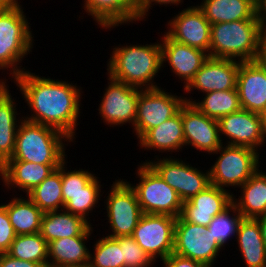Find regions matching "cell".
<instances>
[{"mask_svg":"<svg viewBox=\"0 0 266 267\" xmlns=\"http://www.w3.org/2000/svg\"><path fill=\"white\" fill-rule=\"evenodd\" d=\"M13 83L22 94L28 112H31L26 116L24 113L23 119L53 127L76 142V130L82 116L81 86L62 79L43 77L39 73H31L29 69L18 75Z\"/></svg>","mask_w":266,"mask_h":267,"instance_id":"obj_1","label":"cell"},{"mask_svg":"<svg viewBox=\"0 0 266 267\" xmlns=\"http://www.w3.org/2000/svg\"><path fill=\"white\" fill-rule=\"evenodd\" d=\"M124 45V46H123ZM119 44L110 52L107 75L140 89L158 88L155 78L162 69L160 41L150 44ZM126 45V46H125Z\"/></svg>","mask_w":266,"mask_h":267,"instance_id":"obj_2","label":"cell"},{"mask_svg":"<svg viewBox=\"0 0 266 267\" xmlns=\"http://www.w3.org/2000/svg\"><path fill=\"white\" fill-rule=\"evenodd\" d=\"M263 35L262 19L212 24L208 56L239 62L256 61Z\"/></svg>","mask_w":266,"mask_h":267,"instance_id":"obj_3","label":"cell"},{"mask_svg":"<svg viewBox=\"0 0 266 267\" xmlns=\"http://www.w3.org/2000/svg\"><path fill=\"white\" fill-rule=\"evenodd\" d=\"M74 143L61 131L23 119L16 135L15 151L9 160L37 164H62L68 159L67 146Z\"/></svg>","mask_w":266,"mask_h":267,"instance_id":"obj_4","label":"cell"},{"mask_svg":"<svg viewBox=\"0 0 266 267\" xmlns=\"http://www.w3.org/2000/svg\"><path fill=\"white\" fill-rule=\"evenodd\" d=\"M20 3L0 12V71L5 74L7 70L11 82L25 71L21 63L32 52L35 41L32 24Z\"/></svg>","mask_w":266,"mask_h":267,"instance_id":"obj_5","label":"cell"},{"mask_svg":"<svg viewBox=\"0 0 266 267\" xmlns=\"http://www.w3.org/2000/svg\"><path fill=\"white\" fill-rule=\"evenodd\" d=\"M211 155L217 158L209 168L210 183L230 192L239 189L263 164V155L248 147L222 144Z\"/></svg>","mask_w":266,"mask_h":267,"instance_id":"obj_6","label":"cell"},{"mask_svg":"<svg viewBox=\"0 0 266 267\" xmlns=\"http://www.w3.org/2000/svg\"><path fill=\"white\" fill-rule=\"evenodd\" d=\"M137 183L126 181L134 189L142 213L179 217L183 201L162 177L148 164L140 163L136 169Z\"/></svg>","mask_w":266,"mask_h":267,"instance_id":"obj_7","label":"cell"},{"mask_svg":"<svg viewBox=\"0 0 266 267\" xmlns=\"http://www.w3.org/2000/svg\"><path fill=\"white\" fill-rule=\"evenodd\" d=\"M109 187L108 196H104L103 201L106 210V224L111 230L107 236L116 238L120 236H132L142 210L139 205L134 189L125 179H115Z\"/></svg>","mask_w":266,"mask_h":267,"instance_id":"obj_8","label":"cell"},{"mask_svg":"<svg viewBox=\"0 0 266 267\" xmlns=\"http://www.w3.org/2000/svg\"><path fill=\"white\" fill-rule=\"evenodd\" d=\"M175 157L176 155L173 157L156 155L152 160L148 159L141 163H148L185 202L211 184L209 169L201 170L187 162L186 158L182 160L179 156Z\"/></svg>","mask_w":266,"mask_h":267,"instance_id":"obj_9","label":"cell"},{"mask_svg":"<svg viewBox=\"0 0 266 267\" xmlns=\"http://www.w3.org/2000/svg\"><path fill=\"white\" fill-rule=\"evenodd\" d=\"M168 92L163 87L141 89L133 133L139 141L150 129L175 116L185 103V96Z\"/></svg>","mask_w":266,"mask_h":267,"instance_id":"obj_10","label":"cell"},{"mask_svg":"<svg viewBox=\"0 0 266 267\" xmlns=\"http://www.w3.org/2000/svg\"><path fill=\"white\" fill-rule=\"evenodd\" d=\"M225 250L206 226L176 218L173 253L214 267L220 251Z\"/></svg>","mask_w":266,"mask_h":267,"instance_id":"obj_11","label":"cell"},{"mask_svg":"<svg viewBox=\"0 0 266 267\" xmlns=\"http://www.w3.org/2000/svg\"><path fill=\"white\" fill-rule=\"evenodd\" d=\"M107 76L108 84L105 85L103 96H99L102 99L97 109L101 122L103 120V123L113 129L116 126H126L127 123L132 126L129 128H134L141 89Z\"/></svg>","mask_w":266,"mask_h":267,"instance_id":"obj_12","label":"cell"},{"mask_svg":"<svg viewBox=\"0 0 266 267\" xmlns=\"http://www.w3.org/2000/svg\"><path fill=\"white\" fill-rule=\"evenodd\" d=\"M175 224L176 217L143 213L132 237L155 263L161 262L173 253Z\"/></svg>","mask_w":266,"mask_h":267,"instance_id":"obj_13","label":"cell"},{"mask_svg":"<svg viewBox=\"0 0 266 267\" xmlns=\"http://www.w3.org/2000/svg\"><path fill=\"white\" fill-rule=\"evenodd\" d=\"M217 121L222 144L248 147L260 154L262 147L266 146L261 114L240 109Z\"/></svg>","mask_w":266,"mask_h":267,"instance_id":"obj_14","label":"cell"},{"mask_svg":"<svg viewBox=\"0 0 266 267\" xmlns=\"http://www.w3.org/2000/svg\"><path fill=\"white\" fill-rule=\"evenodd\" d=\"M181 118L185 148L192 146L195 150L211 156L222 146L216 119L206 116L196 106L188 102L181 106Z\"/></svg>","mask_w":266,"mask_h":267,"instance_id":"obj_15","label":"cell"},{"mask_svg":"<svg viewBox=\"0 0 266 267\" xmlns=\"http://www.w3.org/2000/svg\"><path fill=\"white\" fill-rule=\"evenodd\" d=\"M239 65L240 62L236 60L209 57L190 83L183 88V95L189 94V97H184L185 102L193 103L190 94L195 90H198V94H205L210 91L236 89Z\"/></svg>","mask_w":266,"mask_h":267,"instance_id":"obj_16","label":"cell"},{"mask_svg":"<svg viewBox=\"0 0 266 267\" xmlns=\"http://www.w3.org/2000/svg\"><path fill=\"white\" fill-rule=\"evenodd\" d=\"M167 22L165 33L171 39L209 54L211 23L195 3L178 11Z\"/></svg>","mask_w":266,"mask_h":267,"instance_id":"obj_17","label":"cell"},{"mask_svg":"<svg viewBox=\"0 0 266 267\" xmlns=\"http://www.w3.org/2000/svg\"><path fill=\"white\" fill-rule=\"evenodd\" d=\"M159 36L162 52V69L168 63L171 73L174 77L183 82L185 88L194 78L195 74L202 67L203 63L209 58L208 53L195 48L176 42L171 39L165 32ZM178 77V78H177ZM180 79V80H179Z\"/></svg>","mask_w":266,"mask_h":267,"instance_id":"obj_18","label":"cell"},{"mask_svg":"<svg viewBox=\"0 0 266 267\" xmlns=\"http://www.w3.org/2000/svg\"><path fill=\"white\" fill-rule=\"evenodd\" d=\"M233 192L210 184L204 190L183 202L181 217L196 225L208 226L213 218L233 202Z\"/></svg>","mask_w":266,"mask_h":267,"instance_id":"obj_19","label":"cell"},{"mask_svg":"<svg viewBox=\"0 0 266 267\" xmlns=\"http://www.w3.org/2000/svg\"><path fill=\"white\" fill-rule=\"evenodd\" d=\"M236 89L241 109L258 114L266 110V70L256 61L240 62Z\"/></svg>","mask_w":266,"mask_h":267,"instance_id":"obj_20","label":"cell"},{"mask_svg":"<svg viewBox=\"0 0 266 267\" xmlns=\"http://www.w3.org/2000/svg\"><path fill=\"white\" fill-rule=\"evenodd\" d=\"M82 9L101 30L138 24L137 0H83Z\"/></svg>","mask_w":266,"mask_h":267,"instance_id":"obj_21","label":"cell"},{"mask_svg":"<svg viewBox=\"0 0 266 267\" xmlns=\"http://www.w3.org/2000/svg\"><path fill=\"white\" fill-rule=\"evenodd\" d=\"M60 165L8 160L0 168V180L7 191L17 188L20 193L27 195Z\"/></svg>","mask_w":266,"mask_h":267,"instance_id":"obj_22","label":"cell"},{"mask_svg":"<svg viewBox=\"0 0 266 267\" xmlns=\"http://www.w3.org/2000/svg\"><path fill=\"white\" fill-rule=\"evenodd\" d=\"M95 227L90 225L80 236L64 237L48 243V267H85L89 264L87 244Z\"/></svg>","mask_w":266,"mask_h":267,"instance_id":"obj_23","label":"cell"},{"mask_svg":"<svg viewBox=\"0 0 266 267\" xmlns=\"http://www.w3.org/2000/svg\"><path fill=\"white\" fill-rule=\"evenodd\" d=\"M144 151L157 150L161 157L166 153V157H173V152H179L185 148V138L183 132L181 108L172 118L164 121L161 125L150 129L137 143ZM181 149V150H180ZM170 152V153H168ZM163 153V154H162ZM171 154V155H169Z\"/></svg>","mask_w":266,"mask_h":267,"instance_id":"obj_24","label":"cell"},{"mask_svg":"<svg viewBox=\"0 0 266 267\" xmlns=\"http://www.w3.org/2000/svg\"><path fill=\"white\" fill-rule=\"evenodd\" d=\"M262 171L263 168H259L239 187L238 198L233 194L232 202L244 219L266 215V172Z\"/></svg>","mask_w":266,"mask_h":267,"instance_id":"obj_25","label":"cell"},{"mask_svg":"<svg viewBox=\"0 0 266 267\" xmlns=\"http://www.w3.org/2000/svg\"><path fill=\"white\" fill-rule=\"evenodd\" d=\"M197 6L212 24L261 19L259 8L250 0H202Z\"/></svg>","mask_w":266,"mask_h":267,"instance_id":"obj_26","label":"cell"},{"mask_svg":"<svg viewBox=\"0 0 266 267\" xmlns=\"http://www.w3.org/2000/svg\"><path fill=\"white\" fill-rule=\"evenodd\" d=\"M91 224L83 217L56 210L44 212L41 219V235L47 243L64 237L80 236Z\"/></svg>","mask_w":266,"mask_h":267,"instance_id":"obj_27","label":"cell"},{"mask_svg":"<svg viewBox=\"0 0 266 267\" xmlns=\"http://www.w3.org/2000/svg\"><path fill=\"white\" fill-rule=\"evenodd\" d=\"M235 240L245 267H265L266 246L256 219H243Z\"/></svg>","mask_w":266,"mask_h":267,"instance_id":"obj_28","label":"cell"},{"mask_svg":"<svg viewBox=\"0 0 266 267\" xmlns=\"http://www.w3.org/2000/svg\"><path fill=\"white\" fill-rule=\"evenodd\" d=\"M18 195V196H16ZM11 199V200H10ZM8 202L2 203L16 235L36 234L41 231L43 212L27 195L15 194Z\"/></svg>","mask_w":266,"mask_h":267,"instance_id":"obj_29","label":"cell"},{"mask_svg":"<svg viewBox=\"0 0 266 267\" xmlns=\"http://www.w3.org/2000/svg\"><path fill=\"white\" fill-rule=\"evenodd\" d=\"M15 100L16 98L9 92L0 101V168L14 154L17 128L23 120V113L17 111L18 103Z\"/></svg>","mask_w":266,"mask_h":267,"instance_id":"obj_30","label":"cell"},{"mask_svg":"<svg viewBox=\"0 0 266 267\" xmlns=\"http://www.w3.org/2000/svg\"><path fill=\"white\" fill-rule=\"evenodd\" d=\"M100 177H94L86 186L82 188V191L77 193H62L64 210L69 213L79 215L93 225L90 221V213H93L96 207H99L101 203L102 195L104 194L101 189L102 186ZM102 186V187H101ZM99 203V204H98ZM98 204V206H97ZM90 219V220H89Z\"/></svg>","mask_w":266,"mask_h":267,"instance_id":"obj_31","label":"cell"},{"mask_svg":"<svg viewBox=\"0 0 266 267\" xmlns=\"http://www.w3.org/2000/svg\"><path fill=\"white\" fill-rule=\"evenodd\" d=\"M27 196L44 213L62 210L64 202L62 197L61 165L52 171Z\"/></svg>","mask_w":266,"mask_h":267,"instance_id":"obj_32","label":"cell"},{"mask_svg":"<svg viewBox=\"0 0 266 267\" xmlns=\"http://www.w3.org/2000/svg\"><path fill=\"white\" fill-rule=\"evenodd\" d=\"M201 98H194L192 104L203 114L216 120L241 109L237 89L210 91Z\"/></svg>","mask_w":266,"mask_h":267,"instance_id":"obj_33","label":"cell"},{"mask_svg":"<svg viewBox=\"0 0 266 267\" xmlns=\"http://www.w3.org/2000/svg\"><path fill=\"white\" fill-rule=\"evenodd\" d=\"M6 253L13 258L41 263L48 267V243L40 232L16 235Z\"/></svg>","mask_w":266,"mask_h":267,"instance_id":"obj_34","label":"cell"},{"mask_svg":"<svg viewBox=\"0 0 266 267\" xmlns=\"http://www.w3.org/2000/svg\"><path fill=\"white\" fill-rule=\"evenodd\" d=\"M91 249L93 251H91ZM89 267H124L122 249L118 241L102 235L90 247Z\"/></svg>","mask_w":266,"mask_h":267,"instance_id":"obj_35","label":"cell"},{"mask_svg":"<svg viewBox=\"0 0 266 267\" xmlns=\"http://www.w3.org/2000/svg\"><path fill=\"white\" fill-rule=\"evenodd\" d=\"M243 216L239 213L236 206L232 203L222 213L217 214L211 223L207 226L210 234L225 249L226 243L236 238L239 225L243 220Z\"/></svg>","mask_w":266,"mask_h":267,"instance_id":"obj_36","label":"cell"},{"mask_svg":"<svg viewBox=\"0 0 266 267\" xmlns=\"http://www.w3.org/2000/svg\"><path fill=\"white\" fill-rule=\"evenodd\" d=\"M115 239L122 249L124 267H156L152 258L137 244L132 236H120Z\"/></svg>","mask_w":266,"mask_h":267,"instance_id":"obj_37","label":"cell"},{"mask_svg":"<svg viewBox=\"0 0 266 267\" xmlns=\"http://www.w3.org/2000/svg\"><path fill=\"white\" fill-rule=\"evenodd\" d=\"M67 159L61 164L62 193H77L82 191L96 175L89 169H72L68 170Z\"/></svg>","mask_w":266,"mask_h":267,"instance_id":"obj_38","label":"cell"},{"mask_svg":"<svg viewBox=\"0 0 266 267\" xmlns=\"http://www.w3.org/2000/svg\"><path fill=\"white\" fill-rule=\"evenodd\" d=\"M16 237L5 206L0 203V253H6Z\"/></svg>","mask_w":266,"mask_h":267,"instance_id":"obj_39","label":"cell"},{"mask_svg":"<svg viewBox=\"0 0 266 267\" xmlns=\"http://www.w3.org/2000/svg\"><path fill=\"white\" fill-rule=\"evenodd\" d=\"M184 0H137V13H138V23L139 21H146L145 18L148 19L149 14H151L149 11L153 8V5H159V7L162 5L167 6H177L183 4ZM152 7V8H151Z\"/></svg>","mask_w":266,"mask_h":267,"instance_id":"obj_40","label":"cell"},{"mask_svg":"<svg viewBox=\"0 0 266 267\" xmlns=\"http://www.w3.org/2000/svg\"><path fill=\"white\" fill-rule=\"evenodd\" d=\"M163 267H207L205 264L171 253L166 259L162 260Z\"/></svg>","mask_w":266,"mask_h":267,"instance_id":"obj_41","label":"cell"},{"mask_svg":"<svg viewBox=\"0 0 266 267\" xmlns=\"http://www.w3.org/2000/svg\"><path fill=\"white\" fill-rule=\"evenodd\" d=\"M0 267H45L41 263L25 261L11 257L7 253H0Z\"/></svg>","mask_w":266,"mask_h":267,"instance_id":"obj_42","label":"cell"},{"mask_svg":"<svg viewBox=\"0 0 266 267\" xmlns=\"http://www.w3.org/2000/svg\"><path fill=\"white\" fill-rule=\"evenodd\" d=\"M256 62L266 70V33H264L261 39Z\"/></svg>","mask_w":266,"mask_h":267,"instance_id":"obj_43","label":"cell"},{"mask_svg":"<svg viewBox=\"0 0 266 267\" xmlns=\"http://www.w3.org/2000/svg\"><path fill=\"white\" fill-rule=\"evenodd\" d=\"M9 81L8 79H6V76L3 77V79H0V101L9 93L12 92L10 91L8 86L9 84H7Z\"/></svg>","mask_w":266,"mask_h":267,"instance_id":"obj_44","label":"cell"},{"mask_svg":"<svg viewBox=\"0 0 266 267\" xmlns=\"http://www.w3.org/2000/svg\"><path fill=\"white\" fill-rule=\"evenodd\" d=\"M259 223L261 235L266 246V215L256 218Z\"/></svg>","mask_w":266,"mask_h":267,"instance_id":"obj_45","label":"cell"},{"mask_svg":"<svg viewBox=\"0 0 266 267\" xmlns=\"http://www.w3.org/2000/svg\"><path fill=\"white\" fill-rule=\"evenodd\" d=\"M20 0H0V12L10 9Z\"/></svg>","mask_w":266,"mask_h":267,"instance_id":"obj_46","label":"cell"},{"mask_svg":"<svg viewBox=\"0 0 266 267\" xmlns=\"http://www.w3.org/2000/svg\"><path fill=\"white\" fill-rule=\"evenodd\" d=\"M259 13L262 19L264 33H266V0L263 1L261 7L259 8Z\"/></svg>","mask_w":266,"mask_h":267,"instance_id":"obj_47","label":"cell"},{"mask_svg":"<svg viewBox=\"0 0 266 267\" xmlns=\"http://www.w3.org/2000/svg\"><path fill=\"white\" fill-rule=\"evenodd\" d=\"M261 115H262V122H263V130L266 135V110Z\"/></svg>","mask_w":266,"mask_h":267,"instance_id":"obj_48","label":"cell"},{"mask_svg":"<svg viewBox=\"0 0 266 267\" xmlns=\"http://www.w3.org/2000/svg\"><path fill=\"white\" fill-rule=\"evenodd\" d=\"M250 1H252L258 8H260L264 0H250Z\"/></svg>","mask_w":266,"mask_h":267,"instance_id":"obj_49","label":"cell"}]
</instances>
